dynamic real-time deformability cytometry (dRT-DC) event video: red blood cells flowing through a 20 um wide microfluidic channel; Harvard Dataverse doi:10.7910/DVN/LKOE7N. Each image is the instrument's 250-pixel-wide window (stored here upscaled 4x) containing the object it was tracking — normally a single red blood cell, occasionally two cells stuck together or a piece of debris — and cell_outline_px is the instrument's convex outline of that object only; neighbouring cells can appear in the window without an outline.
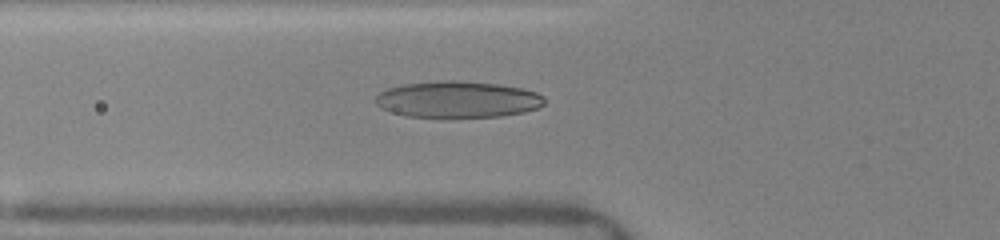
{"species": "human", "species_latin": "Homo sapiens", "temperature_condition": "warm", "stored_images_in_passage": 8, "camera_frame_rate_fps": 3000, "um_per_image_px": 0.085, "donor": {"sex": "female"}, "frame": {"image": 1, "passage_image": 8, "time_ms": 5.667, "image_size_px": [1000, 240], "cell_outline_px": [[544, 104], [536, 108], [524, 112], [500, 116], [408, 116], [392, 112], [380, 108], [376, 104], [376, 96], [380, 92], [388, 88], [404, 84], [440, 80], [452, 80], [496, 84], [524, 88], [536, 92], [544, 96]], "centroid_in_image_um": [38.9, 8.43], "position_along_channel_um": 86.9, "area_um2": 35.49}}